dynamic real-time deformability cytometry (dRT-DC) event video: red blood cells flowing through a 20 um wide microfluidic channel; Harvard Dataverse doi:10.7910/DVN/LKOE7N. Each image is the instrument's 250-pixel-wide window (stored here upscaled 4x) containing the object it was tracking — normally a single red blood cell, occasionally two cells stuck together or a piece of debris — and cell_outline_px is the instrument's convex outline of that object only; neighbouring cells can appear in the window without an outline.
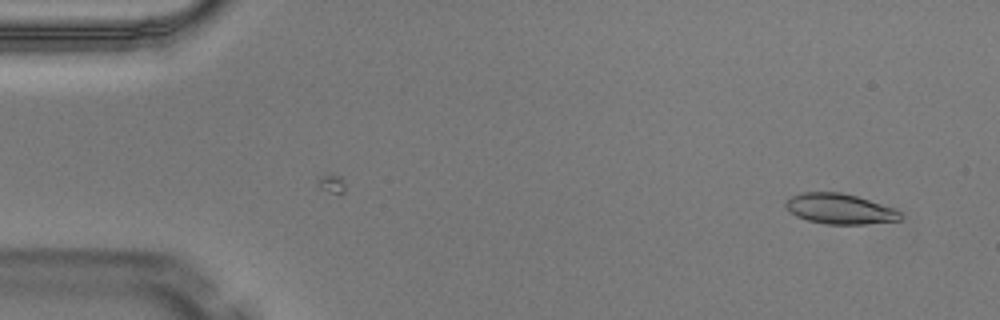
{"species": "Egyptian fruit bat (a non-hibernating species)", "species_latin": "Rousettus aegyptiacus", "temperature_condition": "warm", "stored_images_in_passage": 3, "camera_frame_rate_fps": 3000, "um_per_image_px": 0.085, "animal": {"sex": "male"}, "frame": {"image": 1, "passage_image": 3, "time_ms": 0.667, "image_size_px": [1000, 320], "cell_outline_px": [[900, 220], [864, 224], [824, 224], [808, 220], [796, 216], [784, 204], [788, 196], [800, 192], [840, 192], [856, 196], [896, 208], [900, 212]], "centroid_in_image_um": [71.36, 17.74], "position_along_channel_um": 13.6, "area_um2": 20.29}}